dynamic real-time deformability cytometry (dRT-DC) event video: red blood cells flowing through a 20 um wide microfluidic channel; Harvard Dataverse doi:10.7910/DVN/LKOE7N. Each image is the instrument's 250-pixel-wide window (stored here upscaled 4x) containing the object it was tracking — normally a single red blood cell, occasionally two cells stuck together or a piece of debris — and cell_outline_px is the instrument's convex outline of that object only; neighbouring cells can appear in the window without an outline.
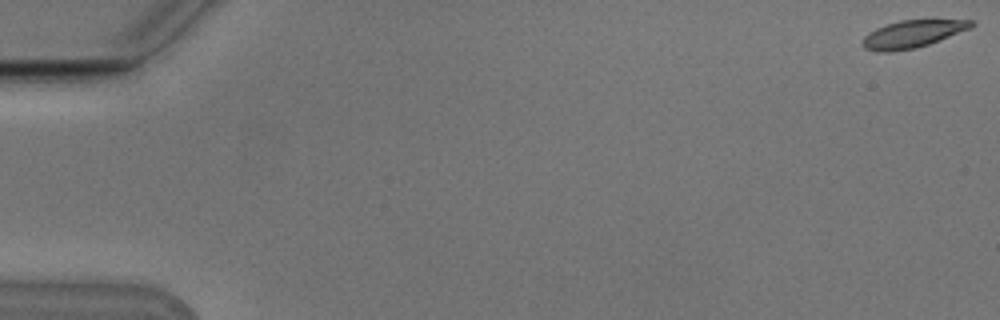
{"species": "Egyptian fruit bat (a non-hibernating species)", "species_latin": "Rousettus aegyptiacus", "temperature_condition": "cold", "stored_images_in_passage": 9, "camera_frame_rate_fps": 3000, "um_per_image_px": 0.085, "animal": {"sex": "male"}, "frame": {"image": 1, "passage_image": 1, "time_ms": 0.0, "image_size_px": [1000, 320], "cell_outline_px": [[976, 24], [972, 28], [928, 44], [916, 48], [892, 52], [876, 52], [864, 48], [860, 44], [864, 36], [876, 28], [900, 20], [972, 20]], "centroid_in_image_um": [77.54, 2.9], "position_along_channel_um": 7.5, "area_um2": 17.4}}